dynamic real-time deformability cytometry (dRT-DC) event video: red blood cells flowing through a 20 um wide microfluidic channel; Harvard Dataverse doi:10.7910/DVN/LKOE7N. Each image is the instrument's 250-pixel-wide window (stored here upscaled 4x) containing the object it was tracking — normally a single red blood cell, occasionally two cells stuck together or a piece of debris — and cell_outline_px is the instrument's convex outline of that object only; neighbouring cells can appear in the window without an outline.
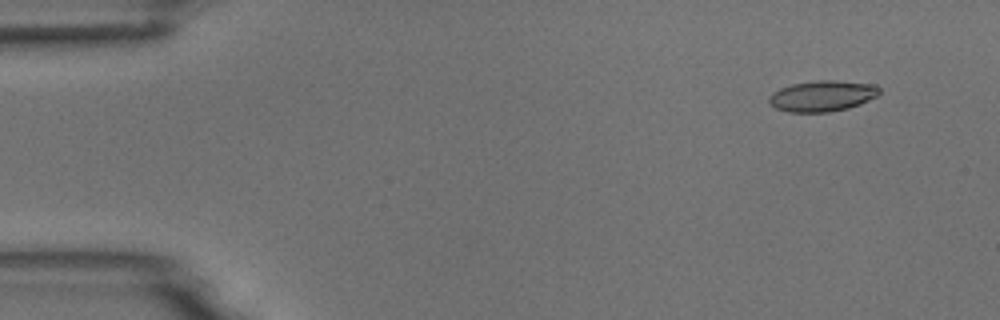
{"species": "common noctule bat (a hibernating species)", "species_latin": "Nyctalus noctula", "temperature_condition": "room temperature", "stored_images_in_passage": 5, "camera_frame_rate_fps": 3000, "um_per_image_px": 0.085, "animal": {"sex": "male", "body_mass_g": 18.8}, "frame": {"image": 1, "passage_image": 2, "time_ms": 1.333, "image_size_px": [1000, 320], "cell_outline_px": [[880, 92], [876, 96], [860, 104], [848, 108], [828, 112], [788, 112], [776, 108], [768, 100], [768, 96], [772, 92], [780, 88], [792, 84], [812, 80], [836, 80], [876, 84], [880, 88]], "centroid_in_image_um": [69.9, 8.14], "position_along_channel_um": 15.1, "area_um2": 20.0}}
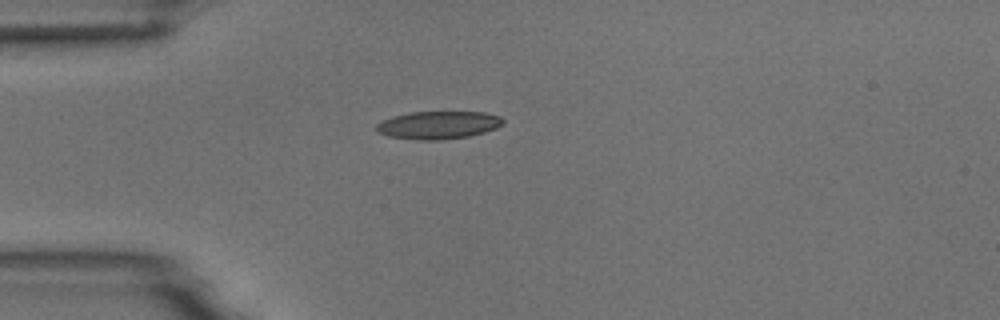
{"frame": {"image": 2, "passage_image": 5, "time_ms": 4.667, "image_size_px": [1000, 320], "cell_outline_px": [[504, 124], [496, 128], [484, 132], [468, 136], [440, 140], [416, 140], [388, 136], [380, 132], [376, 128], [376, 124], [380, 120], [392, 116], [408, 112], [484, 112], [500, 116], [504, 120]], "centroid_in_image_um": [37.24, 10.62], "position_along_channel_um": 47.8, "area_um2": 20.63}}